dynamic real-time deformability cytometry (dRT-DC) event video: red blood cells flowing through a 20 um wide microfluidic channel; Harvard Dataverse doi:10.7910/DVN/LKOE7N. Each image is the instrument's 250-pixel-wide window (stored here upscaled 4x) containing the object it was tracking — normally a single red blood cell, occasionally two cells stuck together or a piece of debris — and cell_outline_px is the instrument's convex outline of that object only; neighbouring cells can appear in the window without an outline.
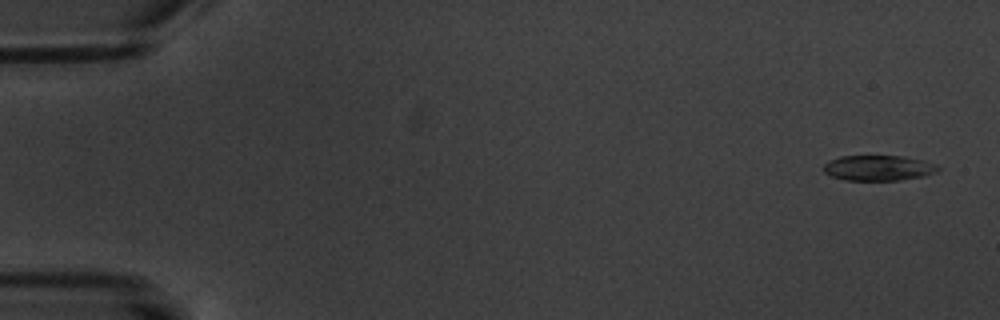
{"species": "common noctule bat (a hibernating species)", "species_latin": "Nyctalus noctula", "temperature_condition": "warm", "stored_images_in_passage": 3, "camera_frame_rate_fps": 3000, "um_per_image_px": 0.085, "animal": {"sex": "male", "body_mass_g": 20.1, "forearm_length_mm": 53.5}, "frame": {"image": 1, "passage_image": 1, "time_ms": 0.0, "image_size_px": [1000, 320], "cell_outline_px": [[940, 168], [936, 172], [924, 176], [900, 180], [844, 180], [832, 176], [824, 172], [824, 164], [828, 160], [840, 156], [900, 156], [924, 160], [936, 164]], "centroid_in_image_um": [74.66, 14.27], "position_along_channel_um": 10.3, "area_um2": 16.94}}